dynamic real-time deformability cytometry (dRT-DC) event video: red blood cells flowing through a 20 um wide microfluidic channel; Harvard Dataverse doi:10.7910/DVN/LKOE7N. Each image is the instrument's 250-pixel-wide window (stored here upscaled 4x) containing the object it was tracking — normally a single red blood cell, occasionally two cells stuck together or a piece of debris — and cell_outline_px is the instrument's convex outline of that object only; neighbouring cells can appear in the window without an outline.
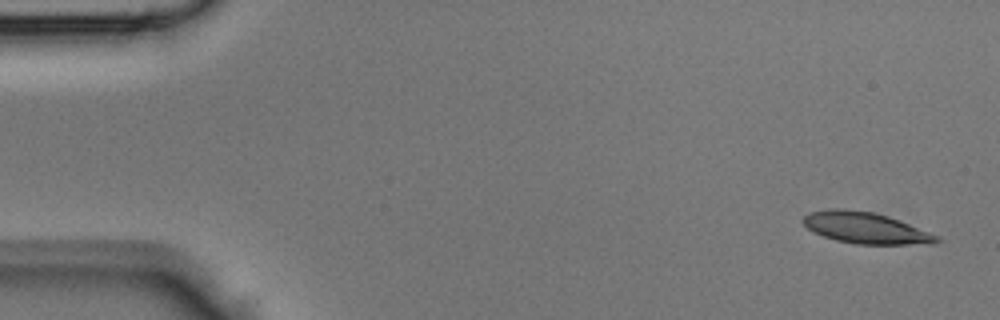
{"species": "Egyptian fruit bat (a non-hibernating species)", "species_latin": "Rousettus aegyptiacus", "temperature_condition": "room temperature", "stored_images_in_passage": 42, "camera_frame_rate_fps": 3000, "um_per_image_px": 0.085, "animal": {"sex": "male"}, "frame": {"image": 1, "passage_image": 1, "time_ms": 0.0, "image_size_px": [1000, 320], "cell_outline_px": [[940, 240], [932, 244], [856, 244], [836, 240], [824, 236], [808, 228], [800, 220], [808, 212], [828, 208], [844, 208], [872, 212], [888, 216], [900, 220], [940, 236]], "centroid_in_image_um": [73.57, 19.36], "position_along_channel_um": 11.4, "area_um2": 24.45}}
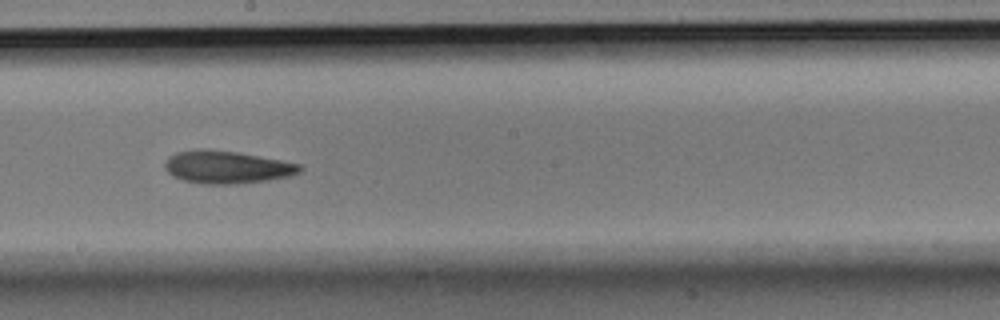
{"frame": {"image": 2, "passage_image": 23, "time_ms": 7.333, "image_size_px": [1000, 320], "cell_outline_px": [[304, 168], [300, 172], [288, 176], [264, 180], [236, 184], [200, 184], [184, 180], [168, 172], [164, 168], [164, 164], [168, 156], [176, 152], [196, 148], [208, 148], [236, 152], [280, 160], [300, 164]], "centroid_in_image_um": [19.24, 14.19], "position_along_channel_um": 229.0, "area_um2": 25.66}}
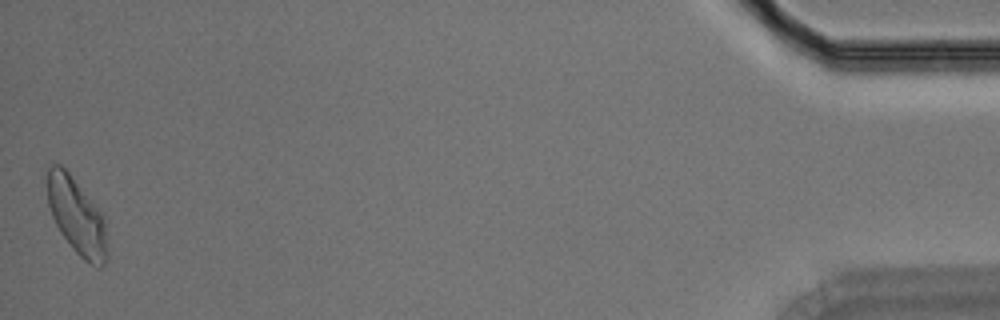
{"frame": {"image": 3, "passage_image": 42, "time_ms": 13.667, "image_size_px": [1000, 320], "cell_outline_px": [[108, 260], [100, 268], [96, 268], [84, 260], [72, 248], [60, 232], [52, 216], [48, 204], [48, 168], [52, 164], [60, 164], [68, 172], [104, 212], [108, 252]], "centroid_in_image_um": [6.58, 18.42], "position_along_channel_um": 428.6, "area_um2": 27.11}}